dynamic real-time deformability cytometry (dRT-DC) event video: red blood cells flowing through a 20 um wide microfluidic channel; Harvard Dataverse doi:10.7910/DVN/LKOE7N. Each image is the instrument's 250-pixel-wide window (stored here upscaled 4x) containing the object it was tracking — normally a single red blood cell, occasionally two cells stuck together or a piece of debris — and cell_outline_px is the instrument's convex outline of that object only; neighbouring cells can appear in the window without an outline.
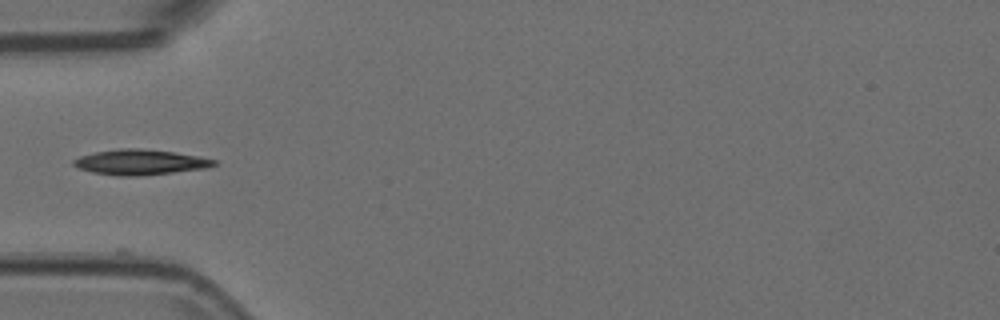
{"species": "Egyptian fruit bat (a non-hibernating species)", "species_latin": "Rousettus aegyptiacus", "temperature_condition": "room temperature", "stored_images_in_passage": 38, "camera_frame_rate_fps": 3000, "um_per_image_px": 0.085, "animal": {"sex": "female"}, "frame": {"image": 1, "passage_image": 1, "time_ms": 0.0, "image_size_px": [1000, 320], "cell_outline_px": [[220, 164], [204, 168], [172, 172], [136, 176], [120, 176], [92, 172], [76, 168], [72, 164], [72, 160], [80, 156], [96, 152], [120, 148], [140, 148], [172, 152], [200, 156], [216, 160]], "centroid_in_image_um": [11.89, 13.78], "position_along_channel_um": 73.1, "area_um2": 20.63}}
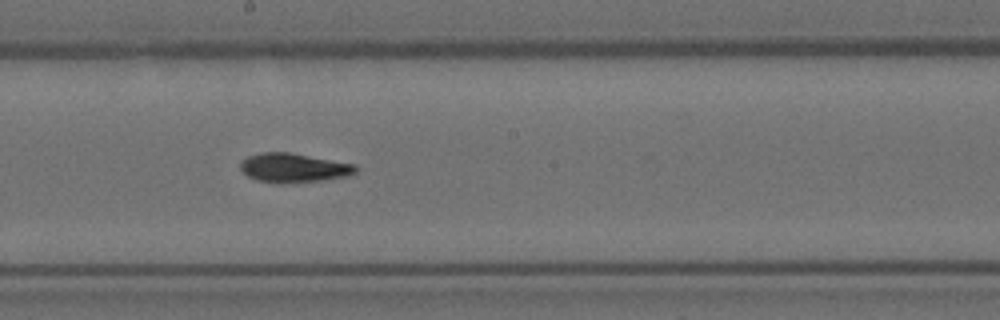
{"frame": {"image": 2, "passage_image": 13, "time_ms": 4.0, "image_size_px": [1000, 320], "cell_outline_px": [[356, 172], [348, 176], [324, 180], [256, 180], [248, 176], [240, 168], [240, 164], [248, 156], [264, 152], [292, 152], [356, 164]], "centroid_in_image_um": [25.02, 14.21], "position_along_channel_um": 223.2, "area_um2": 18.73}}
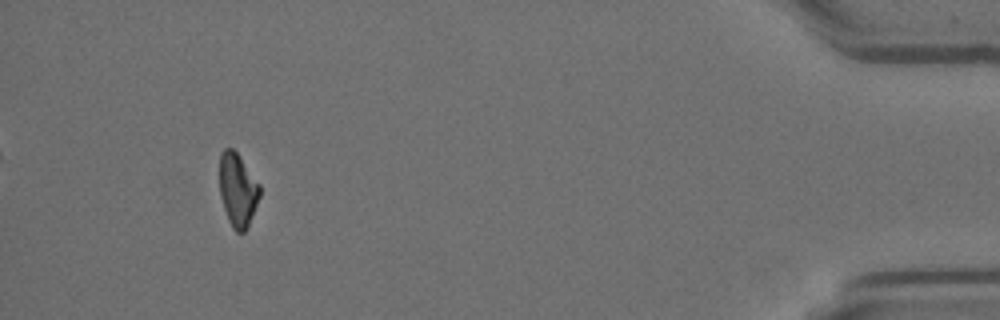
{"frame": {"image": 3, "passage_image": 34, "time_ms": 11.0, "image_size_px": [1000, 320], "cell_outline_px": [[260, 196], [248, 224], [244, 232], [236, 232], [232, 228], [228, 220], [220, 196], [220, 152], [224, 148], [232, 148], [236, 152], [260, 184]], "centroid_in_image_um": [20.19, 16.13], "position_along_channel_um": 415.0, "area_um2": 16.99}}